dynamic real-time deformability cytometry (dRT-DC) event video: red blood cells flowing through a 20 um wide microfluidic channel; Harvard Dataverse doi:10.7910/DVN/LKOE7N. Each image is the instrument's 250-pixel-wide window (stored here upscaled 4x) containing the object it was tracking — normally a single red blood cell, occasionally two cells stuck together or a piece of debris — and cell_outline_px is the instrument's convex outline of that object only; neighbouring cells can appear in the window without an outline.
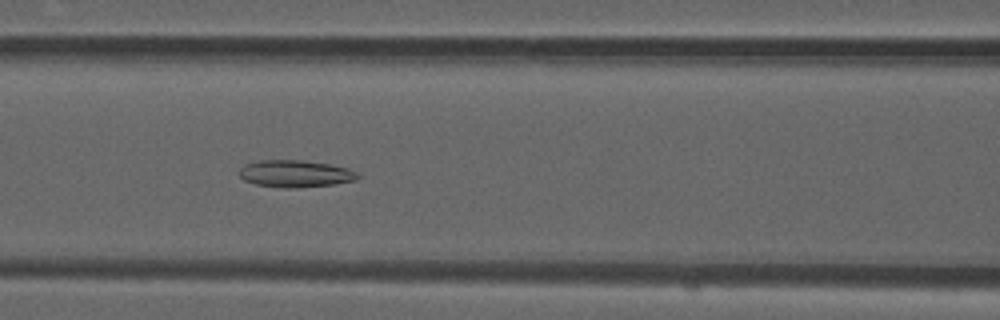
{"species": "common noctule bat (a hibernating species)", "species_latin": "Nyctalus noctula", "temperature_condition": "room temperature", "stored_images_in_passage": 53, "camera_frame_rate_fps": 3000, "um_per_image_px": 0.085, "animal": {"sex": "male", "forearm_length_mm": 52.5}, "frame": {"image": 1, "passage_image": 22, "time_ms": 7.0, "image_size_px": [1000, 320], "cell_outline_px": [[360, 176], [356, 180], [332, 184], [296, 188], [280, 188], [256, 184], [244, 180], [240, 176], [240, 168], [244, 164], [260, 160], [300, 160], [332, 164], [348, 168], [356, 172]], "centroid_in_image_um": [25.1, 14.76], "position_along_channel_um": 141.5, "area_um2": 18.73}}
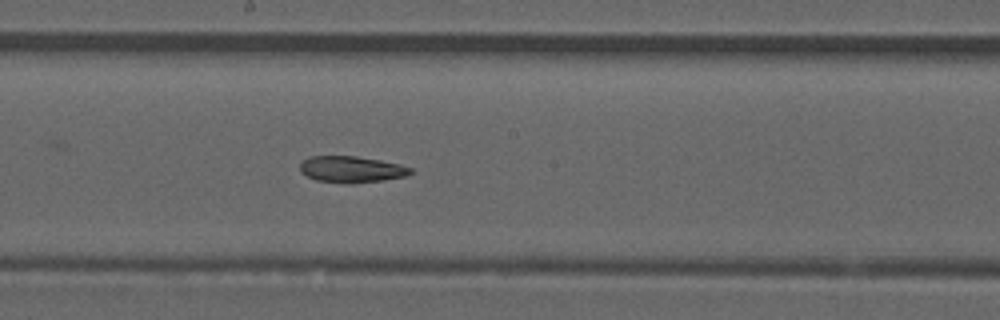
{"frame": {"image": 2, "passage_image": 28, "time_ms": 9.0, "image_size_px": [1000, 320], "cell_outline_px": [[412, 172], [408, 176], [384, 180], [352, 184], [344, 184], [316, 180], [300, 172], [300, 164], [308, 156], [356, 156], [380, 160], [400, 164], [412, 168]], "centroid_in_image_um": [29.89, 14.4], "position_along_channel_um": 218.3, "area_um2": 17.22}}
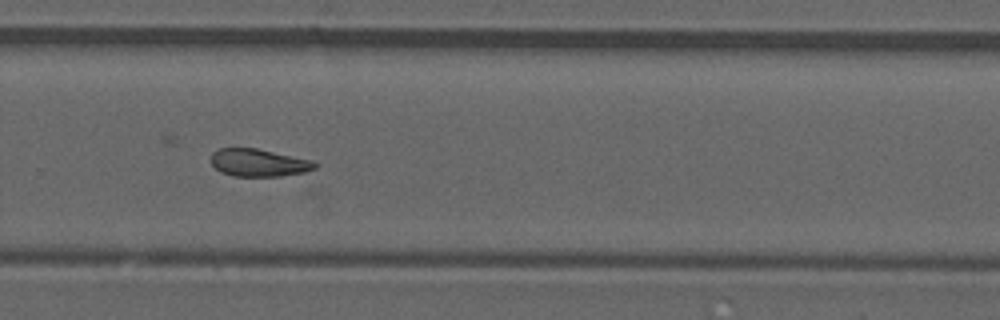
{"frame": {"image": 3, "passage_image": 35, "time_ms": 11.333, "image_size_px": [1000, 320], "cell_outline_px": [[320, 164], [316, 168], [304, 172], [280, 176], [232, 176], [220, 172], [212, 164], [212, 152], [220, 148], [256, 148], [312, 160]], "centroid_in_image_um": [22.0, 13.83], "position_along_channel_um": 307.8, "area_um2": 16.7}}